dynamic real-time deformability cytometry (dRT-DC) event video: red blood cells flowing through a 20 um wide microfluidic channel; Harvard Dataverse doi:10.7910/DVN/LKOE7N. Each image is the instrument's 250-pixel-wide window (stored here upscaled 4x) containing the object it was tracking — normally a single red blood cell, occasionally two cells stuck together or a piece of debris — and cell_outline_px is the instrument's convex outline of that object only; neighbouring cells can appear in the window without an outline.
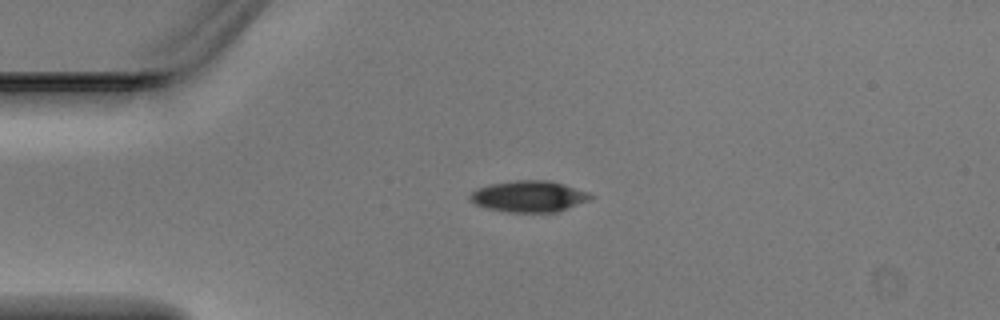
{"species": "Egyptian fruit bat (a non-hibernating species)", "species_latin": "Rousettus aegyptiacus", "temperature_condition": "warm", "stored_images_in_passage": 3, "camera_frame_rate_fps": 3000, "um_per_image_px": 0.085, "animal": {"sex": "male"}, "frame": {"image": 1, "passage_image": 3, "time_ms": 0.667, "image_size_px": [1000, 320], "cell_outline_px": [[596, 196], [588, 200], [556, 212], [508, 212], [484, 208], [468, 200], [468, 196], [476, 188], [488, 184], [516, 180], [548, 180], [564, 184], [588, 192]], "centroid_in_image_um": [44.91, 16.68], "position_along_channel_um": 40.1, "area_um2": 22.08}}